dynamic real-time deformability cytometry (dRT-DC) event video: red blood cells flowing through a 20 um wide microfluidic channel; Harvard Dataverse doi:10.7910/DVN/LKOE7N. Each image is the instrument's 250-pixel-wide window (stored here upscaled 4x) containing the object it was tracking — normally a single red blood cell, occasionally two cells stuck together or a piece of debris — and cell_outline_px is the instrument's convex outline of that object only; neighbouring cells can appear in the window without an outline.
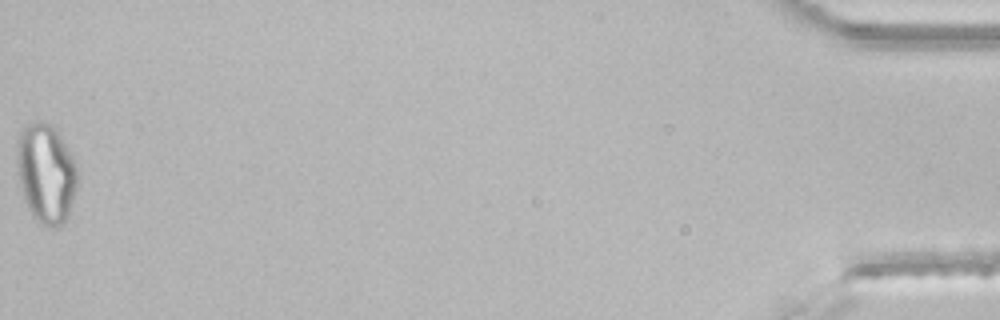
{"species": "common noctule bat (a hibernating species)", "species_latin": "Nyctalus noctula", "temperature_condition": "room temperature", "stored_images_in_passage": 47, "segment_of_instrument_passage": [2, 2], "camera_frame_rate_fps": 3000, "um_per_image_px": 0.085, "animal": {"sex": "male", "body_mass_g": 21.5, "forearm_length_mm": 52.0}, "frame": {"image": 1, "passage_image": 47, "time_ms": 15.333, "image_size_px": [1000, 320], "cell_outline_px": [[76, 188], [68, 216], [64, 224], [56, 228], [52, 228], [36, 220], [32, 216], [24, 196], [20, 184], [16, 164], [16, 140], [20, 132], [28, 124], [36, 120], [52, 124], [56, 128], [76, 164]], "centroid_in_image_um": [3.89, 14.71], "position_along_channel_um": 431.3, "area_um2": 35.08}}